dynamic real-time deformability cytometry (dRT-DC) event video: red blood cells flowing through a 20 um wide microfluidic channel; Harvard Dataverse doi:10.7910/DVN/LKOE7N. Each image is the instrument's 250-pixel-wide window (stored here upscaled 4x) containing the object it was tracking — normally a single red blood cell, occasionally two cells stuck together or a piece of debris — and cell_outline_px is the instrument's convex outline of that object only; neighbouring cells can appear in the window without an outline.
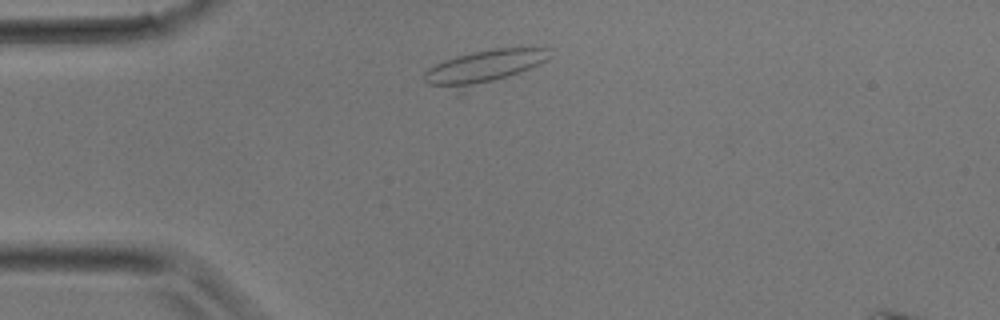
{"species": "common noctule bat (a hibernating species)", "species_latin": "Nyctalus noctula", "temperature_condition": "room temperature", "stored_images_in_passage": 30, "camera_frame_rate_fps": 3000, "um_per_image_px": 0.085, "animal": {"sex": "male", "body_mass_g": 17.9}, "frame": {"image": 1, "passage_image": 3, "time_ms": 0.667, "image_size_px": [1000, 320], "cell_outline_px": [[552, 56], [548, 60], [460, 96], [456, 96], [428, 84], [424, 80], [424, 72], [428, 68], [444, 60], [476, 52], [496, 48], [548, 48]], "centroid_in_image_um": [41.0, 5.82], "position_along_channel_um": 44.0, "area_um2": 25.49}}
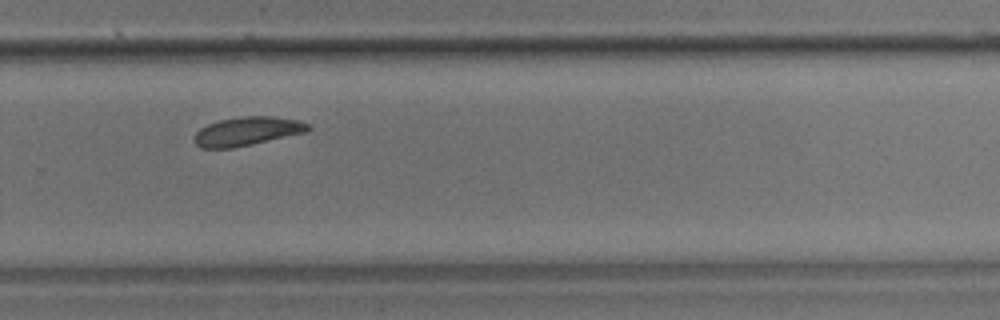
{"frame": {"image": 2, "passage_image": 18, "time_ms": 5.667, "image_size_px": [1000, 320], "cell_outline_px": [[312, 128], [304, 132], [252, 144], [232, 148], [200, 148], [196, 144], [196, 132], [200, 128], [208, 124], [220, 120], [244, 116], [272, 116], [300, 120], [308, 124]], "centroid_in_image_um": [21.02, 11.15], "position_along_channel_um": 308.8, "area_um2": 18.79}}
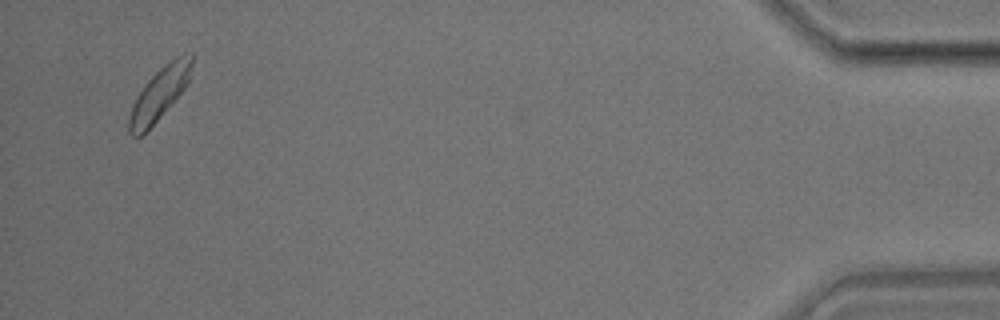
{"frame": {"image": 3, "passage_image": 28, "time_ms": 9.0, "image_size_px": [1000, 320], "cell_outline_px": [[192, 64], [188, 80], [184, 88], [156, 120], [140, 136], [132, 136], [128, 132], [128, 116], [132, 104], [136, 96], [144, 84], [164, 64], [176, 56], [184, 52], [192, 52]], "centroid_in_image_um": [13.52, 7.92], "position_along_channel_um": 421.7, "area_um2": 18.79}}